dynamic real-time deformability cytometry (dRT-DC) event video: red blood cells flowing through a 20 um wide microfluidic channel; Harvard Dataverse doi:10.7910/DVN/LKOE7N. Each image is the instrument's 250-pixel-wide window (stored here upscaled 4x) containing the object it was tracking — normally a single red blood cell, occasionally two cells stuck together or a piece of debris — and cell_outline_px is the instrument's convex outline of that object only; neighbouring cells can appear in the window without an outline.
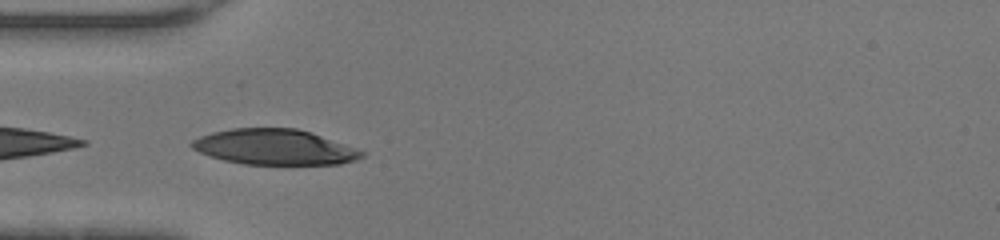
{"species": "human", "species_latin": "Homo sapiens", "temperature_condition": "warm", "stored_images_in_passage": 19, "camera_frame_rate_fps": 3000, "um_per_image_px": 0.085, "donor": {"sex": "female"}, "frame": {"image": 1, "passage_image": 11, "time_ms": 3.333, "image_size_px": [1000, 240], "cell_outline_px": [[364, 156], [356, 160], [340, 164], [244, 164], [224, 160], [200, 152], [192, 148], [188, 144], [192, 140], [200, 136], [212, 132], [232, 128], [296, 128], [356, 148], [364, 152]], "centroid_in_image_um": [23.3, 12.5], "position_along_channel_um": 61.7, "area_um2": 34.8}}
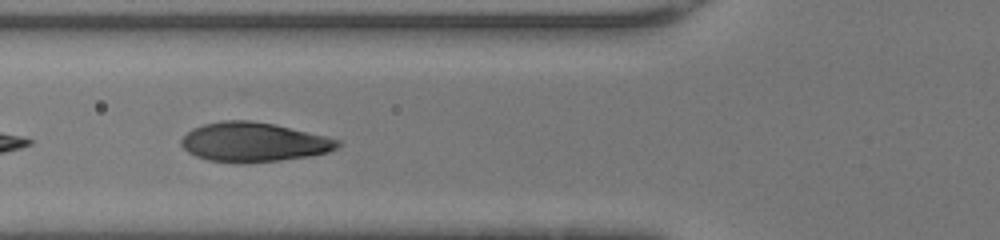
{"frame": {"image": 2, "passage_image": 14, "time_ms": 4.333, "image_size_px": [1000, 240], "cell_outline_px": [[340, 144], [336, 148], [328, 152], [308, 156], [280, 160], [248, 164], [236, 164], [208, 160], [196, 156], [188, 152], [180, 144], [180, 140], [192, 128], [204, 124], [220, 120], [248, 120], [272, 124], [324, 136], [340, 140]], "centroid_in_image_um": [21.5, 12.1], "position_along_channel_um": 104.3, "area_um2": 35.84}}
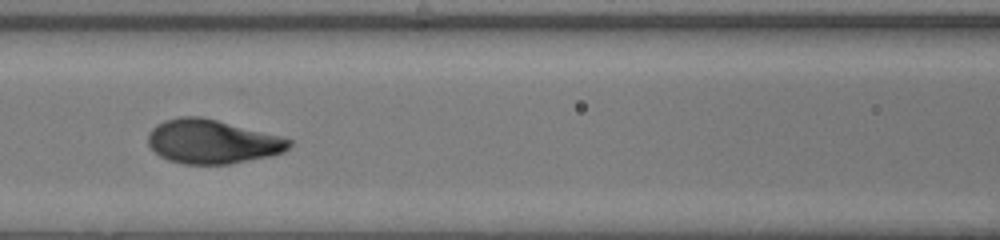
{"frame": {"image": 3, "passage_image": 17, "time_ms": 5.333, "image_size_px": [1000, 240], "cell_outline_px": [[292, 144], [284, 152], [268, 156], [228, 164], [184, 164], [168, 160], [160, 156], [148, 144], [148, 132], [156, 124], [164, 120], [180, 116], [200, 116], [280, 136], [292, 140]], "centroid_in_image_um": [18.0, 12.03], "position_along_channel_um": 148.6, "area_um2": 35.95}}